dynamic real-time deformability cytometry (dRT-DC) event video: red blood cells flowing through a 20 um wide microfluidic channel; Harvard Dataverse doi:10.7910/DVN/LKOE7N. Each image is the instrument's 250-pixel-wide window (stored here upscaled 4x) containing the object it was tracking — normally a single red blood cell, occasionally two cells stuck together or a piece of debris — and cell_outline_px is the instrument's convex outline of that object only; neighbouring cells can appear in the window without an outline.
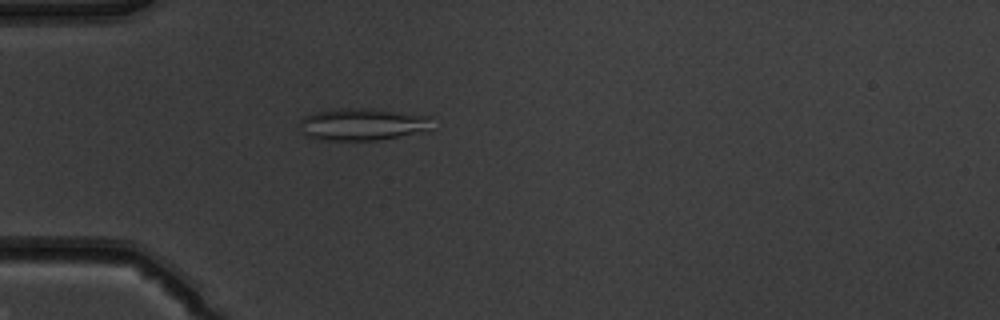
{"species": "common noctule bat (a hibernating species)", "species_latin": "Nyctalus noctula", "temperature_condition": "warm", "stored_images_in_passage": 39, "camera_frame_rate_fps": 3000, "um_per_image_px": 0.085, "animal": {"sex": "male", "body_mass_g": 19.5, "forearm_length_mm": 54.6}, "frame": {"image": 1, "passage_image": 3, "time_ms": 0.667, "image_size_px": [1000, 320], "cell_outline_px": [[432, 116], [428, 128], [380, 140], [320, 140], [304, 136], [300, 124], [300, 120], [304, 116], [316, 112], [336, 108], [372, 108]], "centroid_in_image_um": [30.71, 10.55], "position_along_channel_um": 54.3, "area_um2": 24.57}}
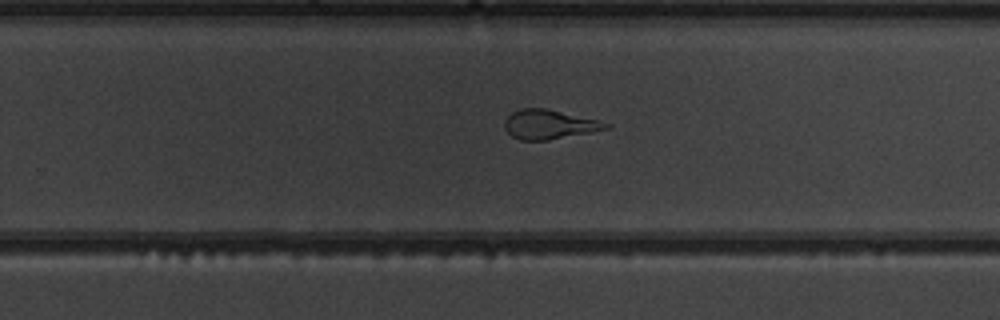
{"frame": {"image": 2, "passage_image": 21, "time_ms": 6.667, "image_size_px": [1000, 320], "cell_outline_px": [[612, 124], [608, 128], [548, 140], [520, 140], [512, 136], [504, 128], [504, 120], [512, 112], [520, 108], [544, 108], [596, 120]], "centroid_in_image_um": [46.61, 10.57], "position_along_channel_um": 283.2, "area_um2": 16.94}}
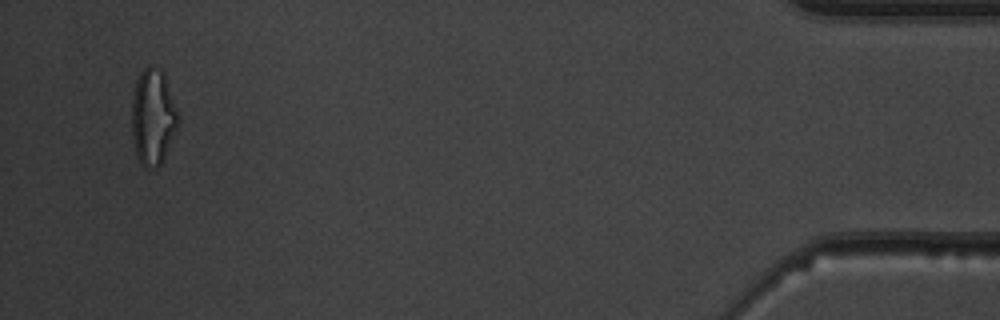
{"frame": {"image": 3, "passage_image": 37, "time_ms": 12.0, "image_size_px": [1000, 320], "cell_outline_px": [[176, 128], [164, 156], [160, 164], [156, 168], [140, 164], [136, 156], [132, 132], [132, 100], [136, 80], [140, 72], [148, 64], [152, 64], [160, 68], [164, 72], [176, 112]], "centroid_in_image_um": [12.95, 9.89], "position_along_channel_um": 422.2, "area_um2": 25.32}, "authors_computed_cell_mechanics": {"area_um2": 17.7446, "velocity_mm_per_s": 3.9834, "shape_relaxation_time_tau1_ms": null, "shape_relaxation_time_tau2_ms": 1.5517, "deformation_change_tau1": null, "deformation_change_tau2": 0.0499}}